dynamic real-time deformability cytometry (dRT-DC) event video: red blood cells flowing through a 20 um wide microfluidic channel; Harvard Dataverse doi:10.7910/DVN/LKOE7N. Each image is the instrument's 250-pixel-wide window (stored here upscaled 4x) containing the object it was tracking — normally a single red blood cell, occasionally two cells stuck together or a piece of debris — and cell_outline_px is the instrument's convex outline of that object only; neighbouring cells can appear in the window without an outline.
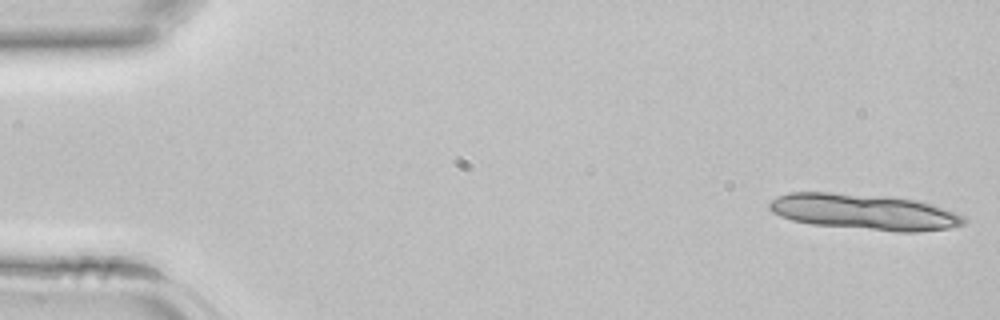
{"species": "common noctule bat (a hibernating species)", "species_latin": "Nyctalus noctula", "temperature_condition": "room temperature", "stored_images_in_passage": 10, "camera_frame_rate_fps": 3000, "um_per_image_px": 0.085, "animal": {"sex": "female", "body_mass_g": 22.7, "forearm_length_mm": 54.2}, "frame": {"image": 1, "passage_image": 1, "time_ms": 0.0, "image_size_px": [1000, 320], "cell_outline_px": [[960, 224], [944, 228], [876, 228], [820, 224], [796, 220], [784, 216], [776, 212], [772, 208], [772, 204], [780, 196], [800, 192], [816, 192], [908, 200], [924, 204], [948, 212], [956, 216], [960, 220]], "centroid_in_image_um": [73.24, 17.97], "position_along_channel_um": 11.8, "area_um2": 35.26}}